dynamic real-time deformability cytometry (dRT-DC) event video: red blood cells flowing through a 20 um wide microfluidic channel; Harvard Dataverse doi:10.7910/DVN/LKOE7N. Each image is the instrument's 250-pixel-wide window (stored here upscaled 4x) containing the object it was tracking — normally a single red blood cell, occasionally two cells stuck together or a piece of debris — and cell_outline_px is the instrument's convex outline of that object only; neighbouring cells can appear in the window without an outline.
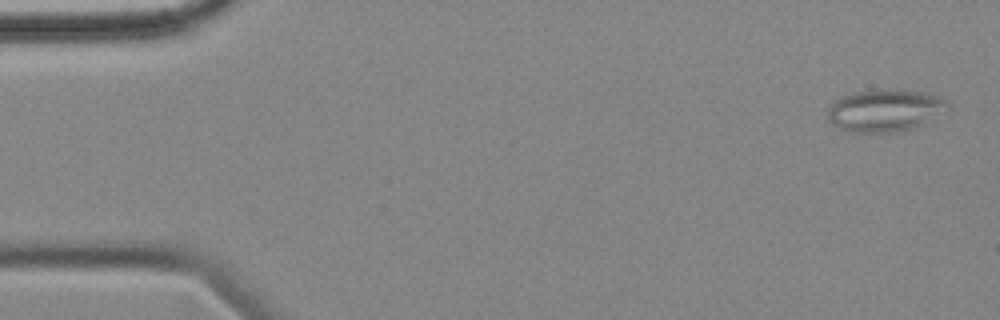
{"species": "common noctule bat (a hibernating species)", "species_latin": "Nyctalus noctula", "temperature_condition": "cold", "stored_images_in_passage": 5, "camera_frame_rate_fps": 3000, "um_per_image_px": 0.085, "animal": {"sex": "female", "body_mass_g": 18.4}, "frame": {"image": 1, "passage_image": 1, "time_ms": 0.0, "image_size_px": [1000, 320], "cell_outline_px": [[952, 112], [924, 124], [904, 132], [848, 132], [832, 124], [828, 120], [828, 108], [840, 96], [852, 92], [892, 88], [904, 88], [924, 92], [940, 96], [948, 100], [952, 104]], "centroid_in_image_um": [75.37, 9.37], "position_along_channel_um": 9.6, "area_um2": 30.98}}